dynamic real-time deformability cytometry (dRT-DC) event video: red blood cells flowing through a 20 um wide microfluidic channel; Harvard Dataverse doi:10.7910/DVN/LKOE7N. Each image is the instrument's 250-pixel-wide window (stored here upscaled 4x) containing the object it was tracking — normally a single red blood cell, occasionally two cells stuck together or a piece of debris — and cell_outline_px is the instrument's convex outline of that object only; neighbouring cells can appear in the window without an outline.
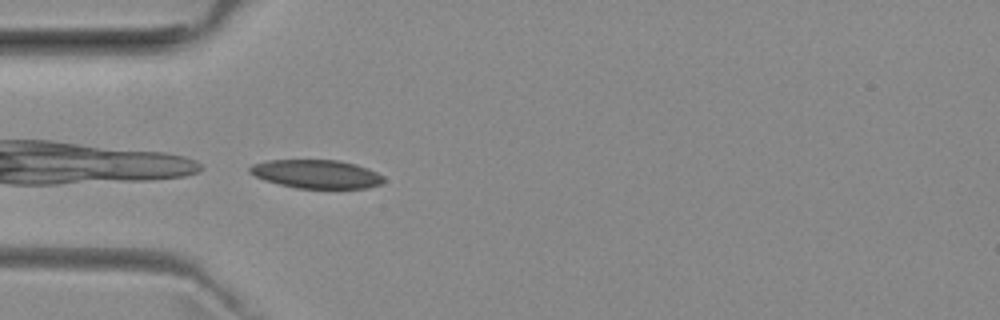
{"species": "common noctule bat (a hibernating species)", "species_latin": "Nyctalus noctula", "temperature_condition": "room temperature", "stored_images_in_passage": 36, "camera_frame_rate_fps": 3000, "um_per_image_px": 0.085, "animal": {"sex": "female", "body_mass_g": 29.2, "forearm_length_mm": 56.3}, "frame": {"image": 1, "passage_image": 1, "time_ms": 0.0, "image_size_px": [1000, 320], "cell_outline_px": [[384, 180], [380, 184], [368, 188], [296, 188], [264, 180], [248, 172], [248, 168], [252, 164], [268, 160], [336, 160], [356, 164], [368, 168], [384, 176]], "centroid_in_image_um": [26.89, 14.79], "position_along_channel_um": 58.1, "area_um2": 22.25}}
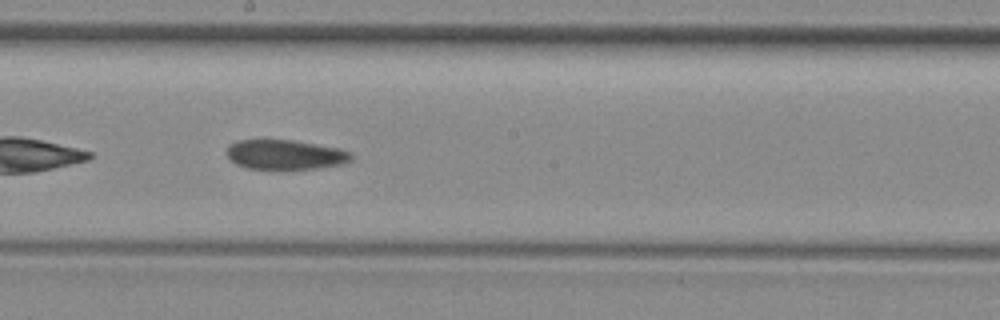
{"frame": {"image": 2, "passage_image": 14, "time_ms": 4.333, "image_size_px": [1000, 320], "cell_outline_px": [[352, 160], [344, 164], [316, 168], [280, 172], [248, 168], [236, 164], [228, 156], [228, 144], [240, 140], [292, 140], [340, 148], [352, 152]], "centroid_in_image_um": [24.28, 13.19], "position_along_channel_um": 223.9, "area_um2": 22.25}}
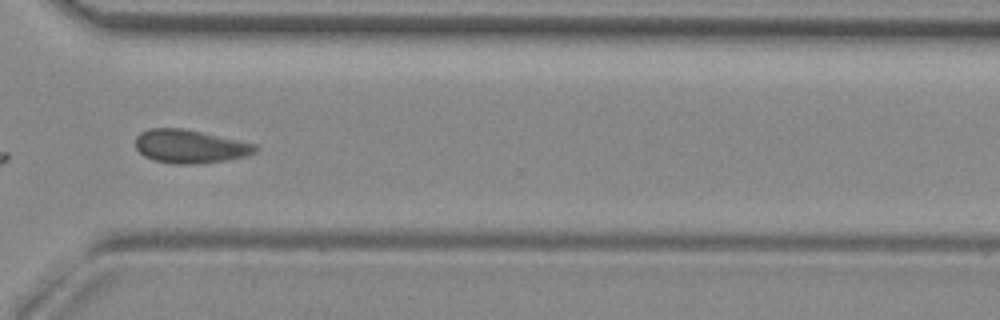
{"frame": {"image": 3, "passage_image": 24, "time_ms": 7.667, "image_size_px": [1000, 320], "cell_outline_px": [[260, 148], [256, 152], [244, 156], [228, 160], [196, 164], [176, 164], [152, 160], [144, 156], [136, 148], [136, 136], [140, 132], [148, 128], [180, 128], [200, 132], [256, 144]], "centroid_in_image_um": [16.13, 12.45], "position_along_channel_um": 354.5, "area_um2": 23.29}, "authors_computed_cell_mechanics": {"area_um2": 22.9466, "velocity_mm_per_s": 3.9082, "shape_relaxation_time_tau1_ms": null, "shape_relaxation_time_tau2_ms": 4.7408, "deformation_change_tau1": null, "deformation_change_tau2": 0.1108}}